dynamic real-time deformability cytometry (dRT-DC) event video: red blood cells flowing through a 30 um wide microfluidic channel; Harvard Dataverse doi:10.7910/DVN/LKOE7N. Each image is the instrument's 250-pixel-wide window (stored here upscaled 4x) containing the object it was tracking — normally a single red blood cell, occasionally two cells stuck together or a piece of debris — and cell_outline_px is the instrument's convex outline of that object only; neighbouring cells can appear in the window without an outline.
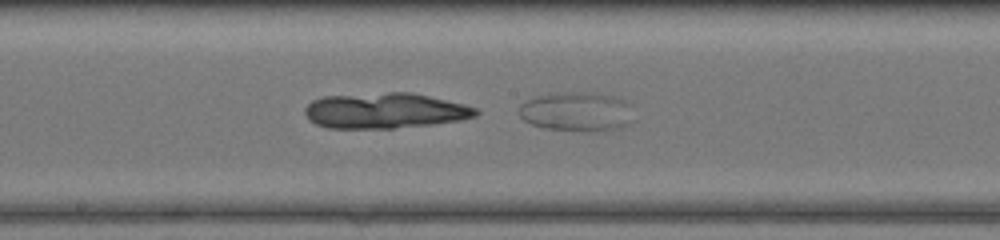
{"species": "common noctule bat (a hibernating species)", "species_latin": "Nyctalus noctula", "temperature_condition": "warm", "stored_images_in_passage": 40, "camera_frame_rate_fps": 3000, "um_per_image_px": 0.085, "animal": {"sex": "female", "body_mass_g": 17.0, "forearm_length_mm": 48.0}, "frame": {"image": 1, "passage_image": 20, "time_ms": 6.333, "image_size_px": [1000, 240], "cell_outline_px": [[620, 124], [612, 128], [544, 128], [532, 124], [524, 120], [520, 116], [520, 108], [528, 100], [536, 96], [548, 92], [592, 92], [608, 96], [620, 100]], "centroid_in_image_um": [48.63, 9.4], "position_along_channel_um": 199.6, "area_um2": 23.12}}
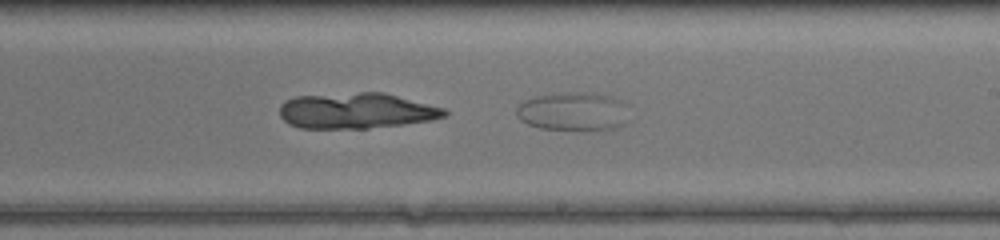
{"frame": {"image": 2, "passage_image": 23, "time_ms": 7.333, "image_size_px": [1000, 240], "cell_outline_px": [[616, 124], [612, 128], [588, 132], [540, 128], [528, 124], [520, 120], [516, 112], [516, 108], [524, 100], [536, 96], [564, 92], [588, 92], [608, 96], [612, 100]], "centroid_in_image_um": [48.34, 9.5], "position_along_channel_um": 240.7, "area_um2": 23.47}}
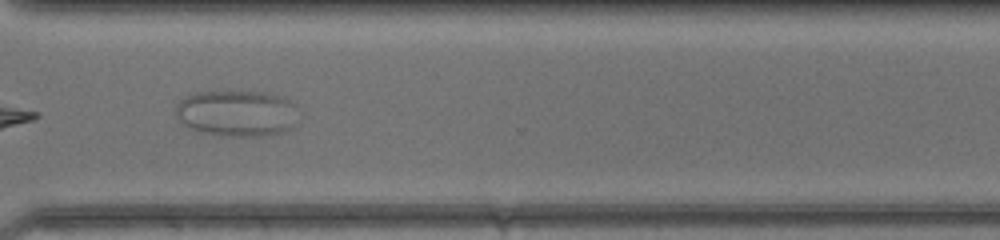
{"frame": {"image": 3, "passage_image": 31, "time_ms": 10.0, "image_size_px": [1000, 240], "cell_outline_px": [[292, 124], [288, 128], [280, 132], [264, 136], [220, 136], [204, 132], [192, 128], [184, 124], [180, 120], [176, 112], [176, 104], [180, 100], [196, 92], [268, 92], [280, 96], [288, 100], [292, 104]], "centroid_in_image_um": [20.05, 9.62], "position_along_channel_um": 350.6, "area_um2": 32.14}}